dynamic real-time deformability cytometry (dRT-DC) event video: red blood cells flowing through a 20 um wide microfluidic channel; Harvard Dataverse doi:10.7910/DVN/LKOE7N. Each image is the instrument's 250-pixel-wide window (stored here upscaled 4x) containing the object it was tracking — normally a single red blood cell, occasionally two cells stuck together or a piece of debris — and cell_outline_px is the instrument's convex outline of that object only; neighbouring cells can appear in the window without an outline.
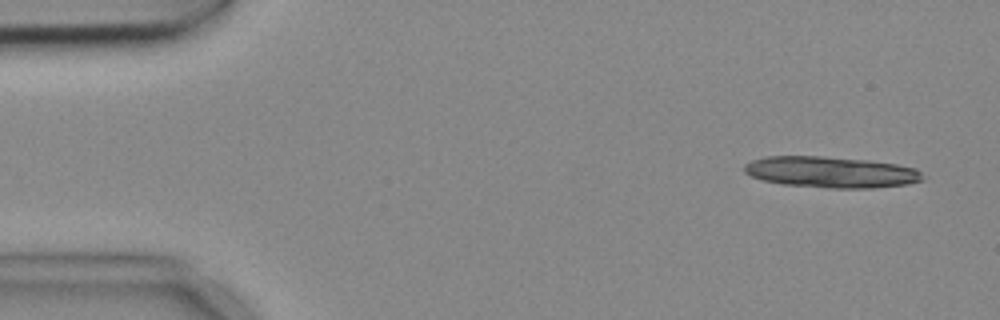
{"species": "common noctule bat (a hibernating species)", "species_latin": "Nyctalus noctula", "temperature_condition": "cold", "stored_images_in_passage": 5, "segment_of_instrument_passage": [2, 2], "camera_frame_rate_fps": 3000, "um_per_image_px": 0.085, "animal": {"sex": "female", "body_mass_g": 18.4}, "frame": {"image": 1, "passage_image": 5, "time_ms": 1.333, "image_size_px": [1000, 320], "cell_outline_px": [[924, 180], [908, 184], [872, 188], [828, 188], [784, 184], [760, 180], [744, 172], [744, 164], [752, 160], [764, 156], [820, 156], [868, 160], [896, 164], [916, 168], [920, 172]], "centroid_in_image_um": [70.61, 14.63], "position_along_channel_um": 14.4, "area_um2": 32.48}}